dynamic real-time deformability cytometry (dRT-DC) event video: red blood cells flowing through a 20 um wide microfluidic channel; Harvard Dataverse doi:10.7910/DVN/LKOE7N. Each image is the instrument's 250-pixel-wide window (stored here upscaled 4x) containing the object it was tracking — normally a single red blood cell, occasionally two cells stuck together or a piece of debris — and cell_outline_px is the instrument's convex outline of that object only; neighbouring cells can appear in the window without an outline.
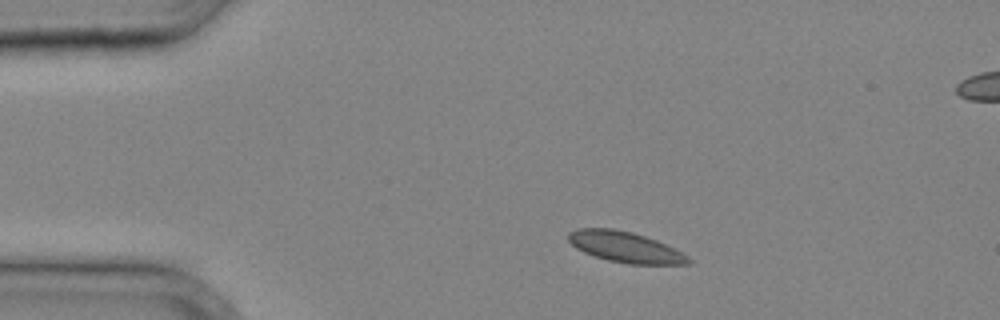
{"species": "common noctule bat (a hibernating species)", "species_latin": "Nyctalus noctula", "temperature_condition": "cold", "stored_images_in_passage": 33, "camera_frame_rate_fps": 3000, "um_per_image_px": 0.085, "animal": {"sex": "male", "body_mass_g": 20.4}, "frame": {"image": 1, "passage_image": 4, "time_ms": 1.0, "image_size_px": [1000, 320], "cell_outline_px": [[692, 260], [688, 264], [628, 264], [608, 260], [584, 252], [576, 248], [568, 240], [568, 232], [576, 228], [612, 228], [632, 232], [656, 240], [688, 256]], "centroid_in_image_um": [53.11, 20.99], "position_along_channel_um": 31.9, "area_um2": 21.27}}
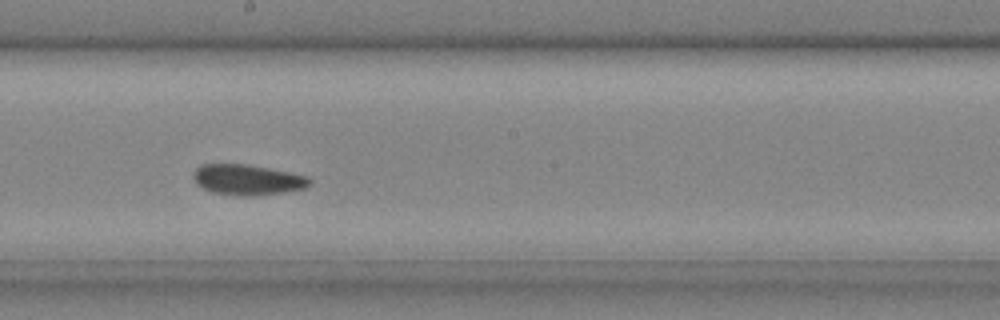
{"frame": {"image": 2, "passage_image": 18, "time_ms": 5.667, "image_size_px": [1000, 320], "cell_outline_px": [[312, 184], [304, 188], [284, 192], [260, 196], [236, 196], [212, 192], [196, 184], [192, 176], [192, 172], [200, 164], [248, 164], [308, 176], [312, 180]], "centroid_in_image_um": [21.02, 15.28], "position_along_channel_um": 227.2, "area_um2": 20.98}}
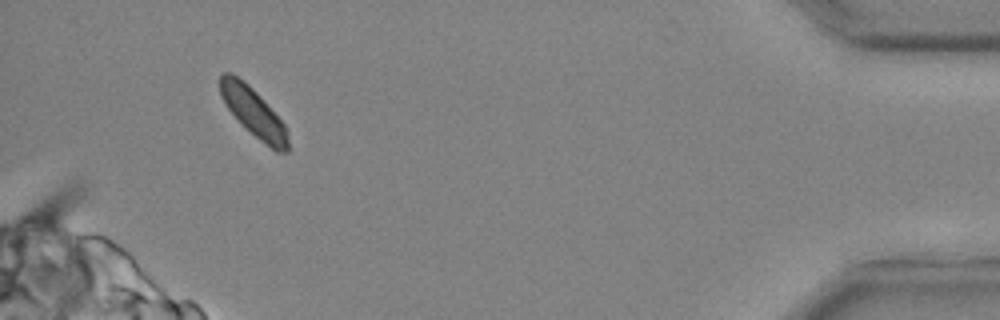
{"frame": {"image": 3, "passage_image": 32, "time_ms": 10.333, "image_size_px": [1000, 320], "cell_outline_px": [[288, 152], [276, 152], [260, 140], [228, 108], [220, 96], [220, 76], [224, 72], [232, 72], [248, 84], [256, 92], [284, 124], [288, 136]], "centroid_in_image_um": [21.54, 9.52], "position_along_channel_um": 413.7, "area_um2": 18.61}}